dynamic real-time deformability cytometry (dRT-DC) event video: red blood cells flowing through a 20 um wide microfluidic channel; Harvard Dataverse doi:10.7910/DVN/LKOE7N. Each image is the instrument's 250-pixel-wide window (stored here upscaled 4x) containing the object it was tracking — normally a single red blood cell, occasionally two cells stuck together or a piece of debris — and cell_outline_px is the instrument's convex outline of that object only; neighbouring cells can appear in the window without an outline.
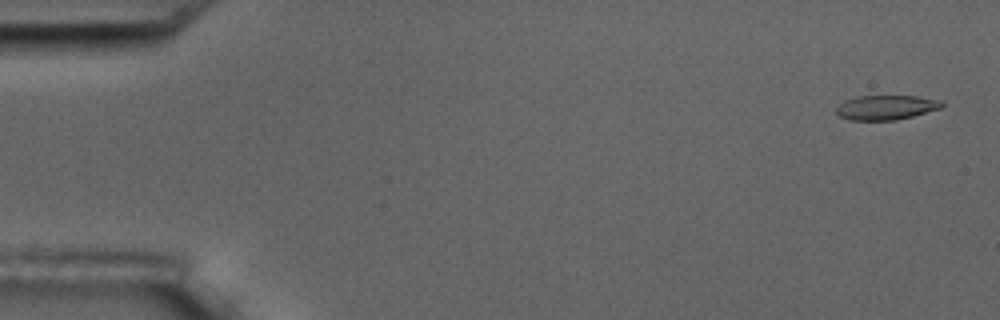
{"species": "common noctule bat (a hibernating species)", "species_latin": "Nyctalus noctula", "temperature_condition": "room temperature", "stored_images_in_passage": 11, "camera_frame_rate_fps": 3000, "um_per_image_px": 0.085, "animal": {"sex": "male", "body_mass_g": 17.5, "forearm_length_mm": 52.3}, "frame": {"image": 1, "passage_image": 1, "time_ms": 0.0, "image_size_px": [1000, 320], "cell_outline_px": [[944, 104], [940, 108], [912, 116], [896, 120], [848, 120], [840, 116], [836, 112], [836, 108], [844, 100], [856, 96], [916, 96], [944, 100]], "centroid_in_image_um": [75.31, 9.12], "position_along_channel_um": 9.7, "area_um2": 15.14}}
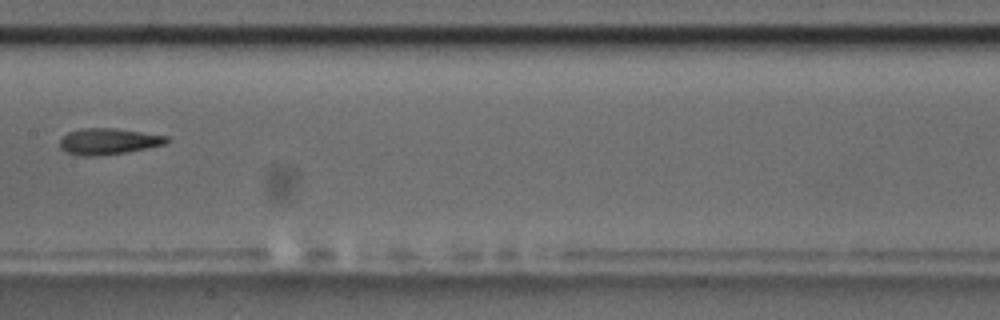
{"frame": {"image": 2, "passage_image": 8, "time_ms": 9.0, "image_size_px": [1000, 320], "cell_outline_px": [[172, 140], [164, 144], [148, 148], [128, 152], [96, 156], [80, 156], [64, 152], [60, 148], [60, 140], [68, 132], [80, 128], [112, 128], [168, 136]], "centroid_in_image_um": [9.2, 12.03], "position_along_channel_um": 198.2, "area_um2": 16.42}}
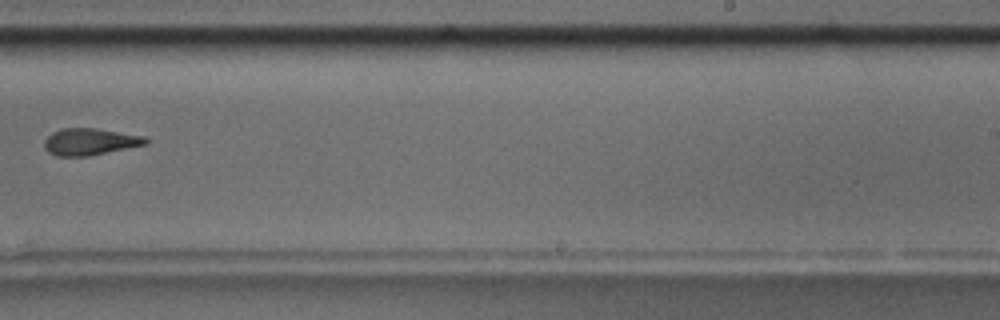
{"frame": {"image": 3, "passage_image": 10, "time_ms": 11.333, "image_size_px": [1000, 320], "cell_outline_px": [[148, 144], [88, 156], [56, 156], [48, 152], [44, 148], [44, 140], [52, 132], [60, 128], [96, 128], [144, 136], [148, 140]], "centroid_in_image_um": [7.62, 12.04], "position_along_channel_um": 281.4, "area_um2": 15.9}}